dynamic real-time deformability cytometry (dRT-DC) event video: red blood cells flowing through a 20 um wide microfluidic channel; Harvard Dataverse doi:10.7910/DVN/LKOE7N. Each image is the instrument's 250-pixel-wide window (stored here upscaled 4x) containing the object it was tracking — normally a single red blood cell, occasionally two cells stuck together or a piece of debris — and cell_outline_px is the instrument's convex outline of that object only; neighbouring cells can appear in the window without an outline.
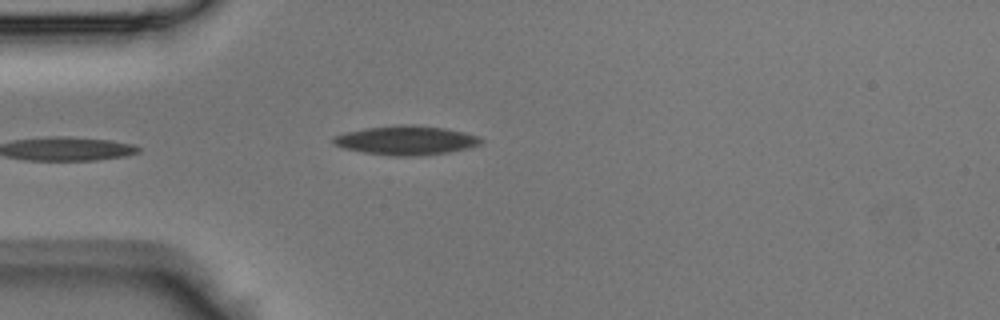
{"species": "Egyptian fruit bat (a non-hibernating species)", "species_latin": "Rousettus aegyptiacus", "temperature_condition": "room temperature", "stored_images_in_passage": 31, "camera_frame_rate_fps": 3000, "um_per_image_px": 0.085, "animal": {"sex": "male"}, "frame": {"image": 1, "passage_image": 1, "time_ms": 0.0, "image_size_px": [1000, 320], "cell_outline_px": [[484, 140], [480, 144], [448, 152], [416, 156], [392, 156], [364, 152], [344, 148], [336, 144], [332, 140], [332, 136], [364, 128], [400, 124], [412, 124], [444, 128], [464, 132], [480, 136]], "centroid_in_image_um": [34.53, 11.91], "position_along_channel_um": 50.5, "area_um2": 24.91}}
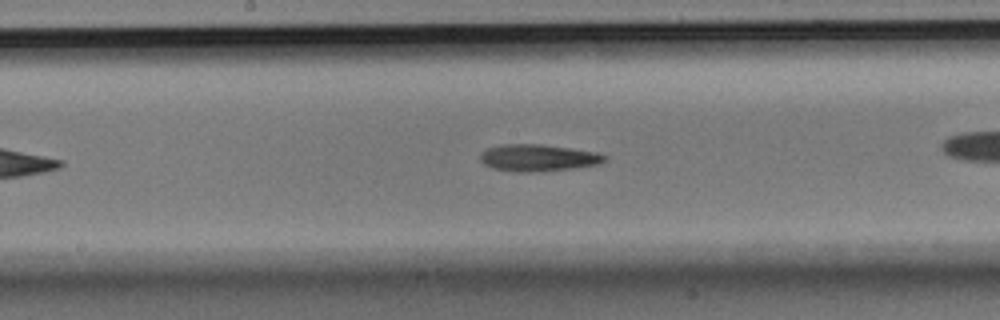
{"frame": {"image": 2, "passage_image": 9, "time_ms": 2.667, "image_size_px": [1000, 320], "cell_outline_px": [[608, 156], [604, 160], [596, 164], [572, 168], [532, 172], [516, 172], [492, 168], [484, 164], [480, 160], [480, 156], [488, 148], [500, 144], [540, 144], [596, 152]], "centroid_in_image_um": [45.69, 13.41], "position_along_channel_um": 202.5, "area_um2": 19.19}}
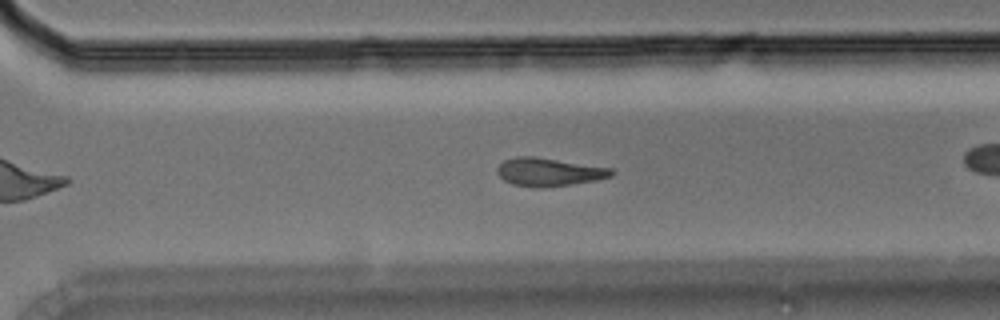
{"frame": {"image": 3, "passage_image": 17, "time_ms": 5.333, "image_size_px": [1000, 320], "cell_outline_px": [[616, 172], [612, 176], [596, 180], [540, 188], [512, 184], [504, 180], [496, 172], [496, 168], [504, 160], [516, 156], [532, 156], [612, 168]], "centroid_in_image_um": [46.64, 14.61], "position_along_channel_um": 324.0, "area_um2": 18.61}}